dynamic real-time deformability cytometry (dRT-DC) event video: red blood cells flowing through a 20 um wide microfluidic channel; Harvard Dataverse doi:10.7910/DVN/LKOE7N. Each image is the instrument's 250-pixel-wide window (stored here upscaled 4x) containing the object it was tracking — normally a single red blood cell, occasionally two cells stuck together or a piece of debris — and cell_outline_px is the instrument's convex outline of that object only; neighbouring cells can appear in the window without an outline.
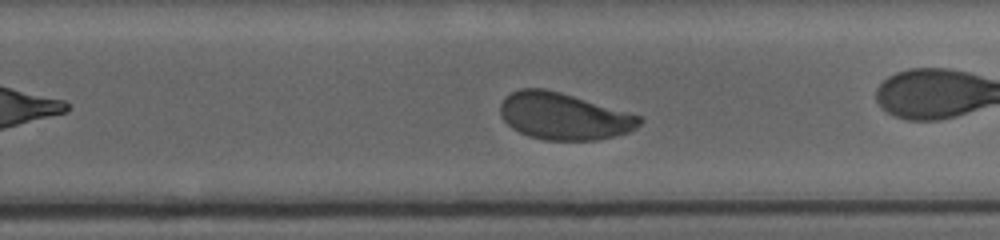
{"species": "human", "species_latin": "Homo sapiens", "temperature_condition": "cold", "stored_images_in_passage": 32, "camera_frame_rate_fps": 3000, "um_per_image_px": 0.085, "donor": {"sex": "female"}, "frame": {"image": 1, "passage_image": 14, "time_ms": 4.333, "image_size_px": [1000, 240], "cell_outline_px": [[644, 120], [636, 128], [628, 132], [596, 140], [544, 140], [528, 136], [512, 128], [500, 116], [500, 104], [504, 96], [520, 88], [544, 88], [560, 92], [640, 116]], "centroid_in_image_um": [47.87, 9.88], "position_along_channel_um": 281.9, "area_um2": 37.8}, "authors_computed_cell_mechanics": {"area_um2": 39.0728, "velocity_mm_per_s": 3.7055, "shape_relaxation_time_tau1_ms": 1.0146, "shape_relaxation_time_tau2_ms": null, "deformation_change_tau1": 0.1471, "deformation_change_tau2": null}}